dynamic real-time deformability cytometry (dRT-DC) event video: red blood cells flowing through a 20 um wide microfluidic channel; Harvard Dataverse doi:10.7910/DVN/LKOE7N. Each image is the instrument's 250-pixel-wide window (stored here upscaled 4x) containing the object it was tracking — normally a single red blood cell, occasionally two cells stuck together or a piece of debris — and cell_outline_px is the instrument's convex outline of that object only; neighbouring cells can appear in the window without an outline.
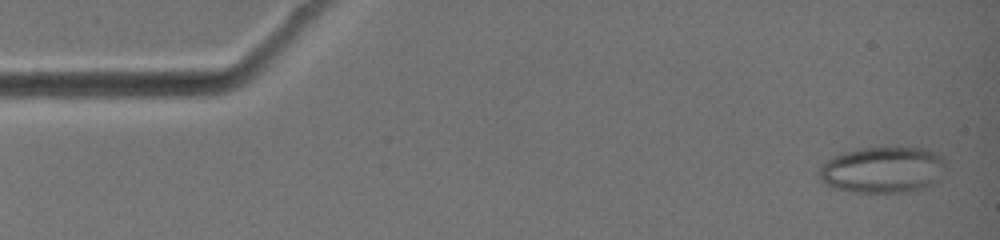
{"species": "common noctule bat (a hibernating species)", "species_latin": "Nyctalus noctula", "temperature_condition": "warm", "stored_images_in_passage": 4, "camera_frame_rate_fps": 3000, "um_per_image_px": 0.085, "animal": {"sex": "female", "body_mass_g": 19.0, "forearm_length_mm": 51.5}, "frame": {"image": 1, "passage_image": 2, "time_ms": 0.333, "image_size_px": [1000, 240], "cell_outline_px": [[944, 164], [936, 180], [932, 184], [924, 188], [904, 192], [856, 192], [836, 188], [828, 184], [820, 176], [820, 164], [844, 152], [860, 148], [924, 148], [936, 152], [944, 160]], "centroid_in_image_um": [75.03, 14.43], "position_along_channel_um": 10.0, "area_um2": 33.41}}